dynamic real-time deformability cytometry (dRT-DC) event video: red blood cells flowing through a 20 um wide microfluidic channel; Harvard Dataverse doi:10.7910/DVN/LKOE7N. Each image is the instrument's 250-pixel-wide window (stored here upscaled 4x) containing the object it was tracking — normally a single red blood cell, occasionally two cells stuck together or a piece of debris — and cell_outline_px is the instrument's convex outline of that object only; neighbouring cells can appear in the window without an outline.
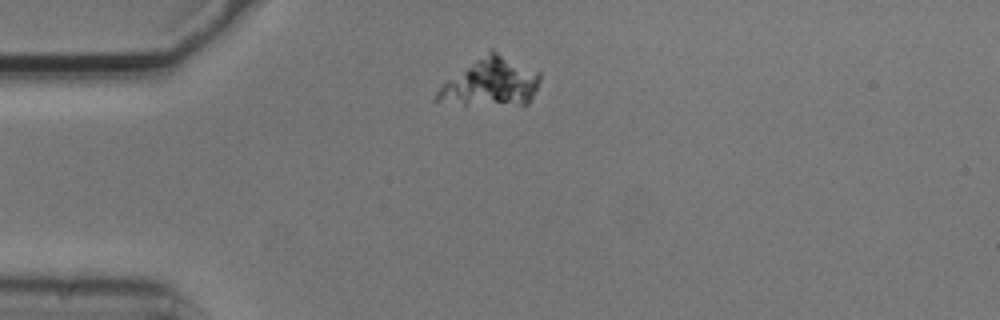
{"species": "common noctule bat (a hibernating species)", "species_latin": "Nyctalus noctula", "temperature_condition": "cold", "stored_images_in_passage": 2, "camera_frame_rate_fps": 3000, "um_per_image_px": 0.085, "animal": {"sex": "male", "body_mass_g": 20.5, "forearm_length_mm": 52.5}, "frame": {"image": 1, "passage_image": 1, "time_ms": 0.0, "image_size_px": [1000, 320], "cell_outline_px": [[540, 80], [528, 104], [464, 108], [432, 100], [436, 92], [444, 80], [488, 48], [492, 48], [540, 72]], "centroid_in_image_um": [41.61, 7.02], "position_along_channel_um": 43.4, "area_um2": 30.75}}